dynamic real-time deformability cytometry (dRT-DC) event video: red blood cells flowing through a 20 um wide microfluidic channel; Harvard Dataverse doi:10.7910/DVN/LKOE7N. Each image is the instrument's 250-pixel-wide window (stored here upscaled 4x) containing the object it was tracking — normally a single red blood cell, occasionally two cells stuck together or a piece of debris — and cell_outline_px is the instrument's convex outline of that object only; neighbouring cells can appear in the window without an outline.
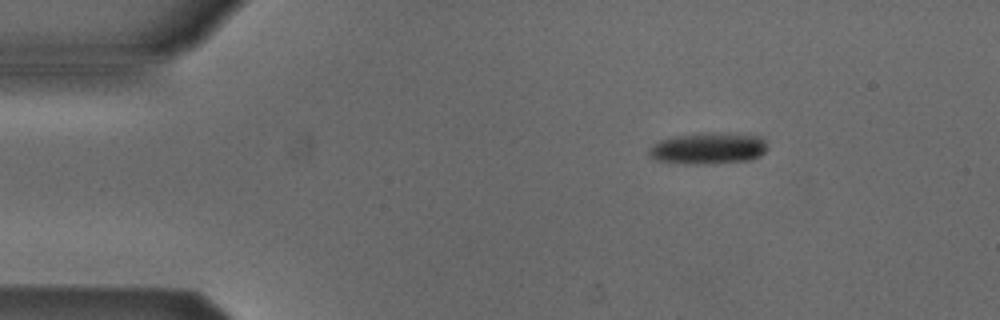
{"species": "Egyptian fruit bat (a non-hibernating species)", "species_latin": "Rousettus aegyptiacus", "temperature_condition": "cold", "stored_images_in_passage": 5, "camera_frame_rate_fps": 3000, "um_per_image_px": 0.085, "animal": {"sex": "male"}, "frame": {"image": 1, "passage_image": 5, "time_ms": 5.667, "image_size_px": [1000, 320], "cell_outline_px": [[768, 148], [760, 156], [752, 160], [708, 164], [684, 164], [652, 160], [648, 156], [648, 148], [660, 140], [676, 136], [760, 136], [768, 144]], "centroid_in_image_um": [60.14, 12.7], "position_along_channel_um": 24.9, "area_um2": 20.81}}